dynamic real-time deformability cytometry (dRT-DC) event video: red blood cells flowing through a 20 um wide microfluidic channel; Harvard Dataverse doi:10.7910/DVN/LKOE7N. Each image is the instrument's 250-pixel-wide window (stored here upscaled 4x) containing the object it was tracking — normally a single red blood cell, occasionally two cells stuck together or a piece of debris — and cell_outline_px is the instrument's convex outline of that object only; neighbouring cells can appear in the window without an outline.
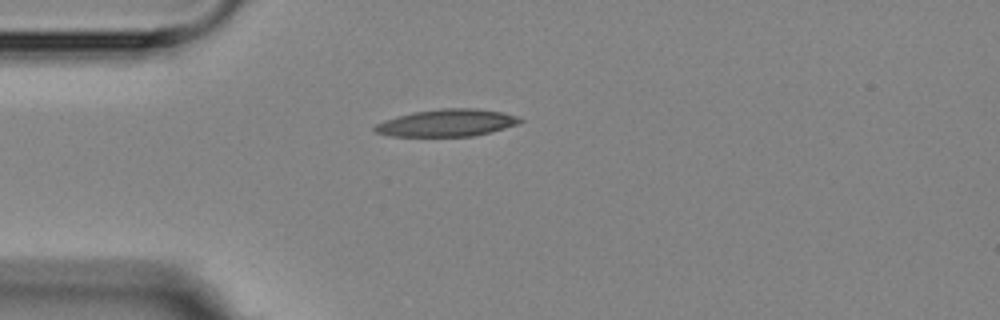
{"species": "Egyptian fruit bat (a non-hibernating species)", "species_latin": "Rousettus aegyptiacus", "temperature_condition": "room temperature", "stored_images_in_passage": 5, "camera_frame_rate_fps": 3000, "um_per_image_px": 0.085, "animal": {"sex": "female"}, "frame": {"image": 1, "passage_image": 2, "time_ms": 2.0, "image_size_px": [1000, 320], "cell_outline_px": [[524, 120], [516, 124], [492, 132], [472, 136], [392, 136], [376, 132], [372, 128], [376, 124], [384, 120], [396, 116], [412, 112], [440, 108], [476, 108], [504, 112], [516, 116]], "centroid_in_image_um": [37.98, 10.43], "position_along_channel_um": 47.0, "area_um2": 23.06}}
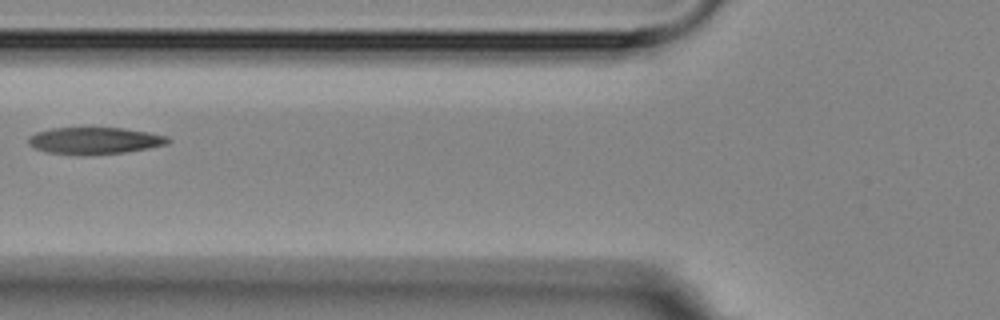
{"frame": {"image": 2, "passage_image": 4, "time_ms": 4.333, "image_size_px": [1000, 320], "cell_outline_px": [[172, 140], [168, 144], [148, 148], [124, 152], [48, 152], [36, 148], [28, 144], [28, 136], [36, 132], [52, 128], [124, 128], [148, 132], [168, 136]], "centroid_in_image_um": [8.1, 11.9], "position_along_channel_um": 117.7, "area_um2": 20.87}}
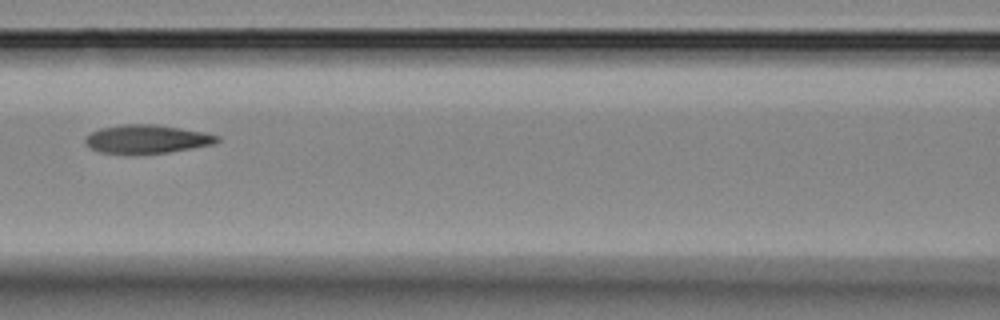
{"frame": {"image": 3, "passage_image": 5, "time_ms": 5.333, "image_size_px": [1000, 320], "cell_outline_px": [[220, 140], [216, 144], [168, 152], [136, 156], [128, 156], [100, 152], [84, 144], [84, 140], [92, 132], [100, 128], [120, 124], [156, 124], [204, 132], [220, 136]], "centroid_in_image_um": [12.47, 11.85], "position_along_channel_um": 154.1, "area_um2": 22.6}}